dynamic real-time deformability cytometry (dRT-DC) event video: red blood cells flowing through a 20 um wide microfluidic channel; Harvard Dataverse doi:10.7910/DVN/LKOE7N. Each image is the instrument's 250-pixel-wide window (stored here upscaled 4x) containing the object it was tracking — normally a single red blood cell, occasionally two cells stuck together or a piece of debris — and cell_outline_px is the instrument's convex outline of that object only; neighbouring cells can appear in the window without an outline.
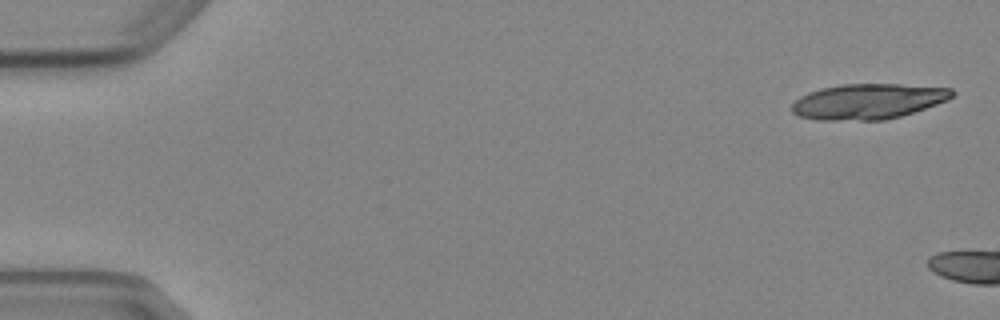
{"species": "Egyptian fruit bat (a non-hibernating species)", "species_latin": "Rousettus aegyptiacus", "temperature_condition": "cold", "stored_images_in_passage": 2, "camera_frame_rate_fps": 3000, "um_per_image_px": 0.085, "animal": {"sex": "female"}, "frame": {"image": 1, "passage_image": 1, "time_ms": 0.0, "image_size_px": [1000, 320], "cell_outline_px": [[956, 92], [948, 100], [900, 116], [884, 120], [816, 120], [800, 116], [792, 112], [792, 104], [800, 96], [808, 92], [820, 88], [840, 84], [900, 84], [952, 88]], "centroid_in_image_um": [73.77, 8.61], "position_along_channel_um": 11.2, "area_um2": 33.06}}